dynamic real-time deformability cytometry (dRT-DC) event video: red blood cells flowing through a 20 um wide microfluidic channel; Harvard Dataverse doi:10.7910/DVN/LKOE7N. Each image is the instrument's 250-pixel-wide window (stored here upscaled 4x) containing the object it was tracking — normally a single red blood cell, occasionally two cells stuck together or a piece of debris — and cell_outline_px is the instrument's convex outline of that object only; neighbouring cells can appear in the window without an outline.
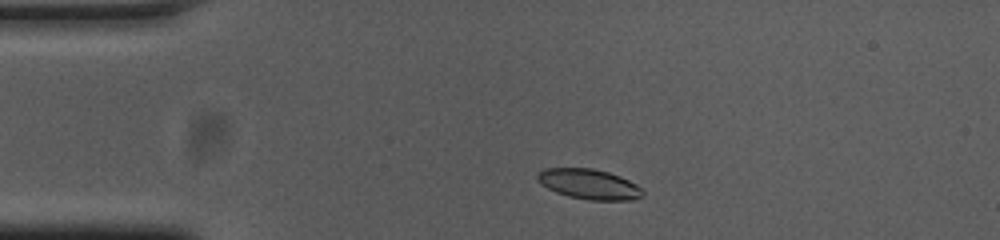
{"species": "common noctule bat (a hibernating species)", "species_latin": "Nyctalus noctula", "temperature_condition": "cold", "stored_images_in_passage": 47, "camera_frame_rate_fps": 3000, "um_per_image_px": 0.085, "animal": {"sex": "female", "body_mass_g": 23.0, "forearm_length_mm": 53.4}, "frame": {"image": 1, "passage_image": 4, "time_ms": 1.0, "image_size_px": [1000, 240], "cell_outline_px": [[644, 196], [632, 200], [588, 200], [568, 196], [556, 192], [540, 184], [536, 180], [536, 176], [544, 168], [592, 168], [608, 172], [620, 176], [636, 184], [644, 192]], "centroid_in_image_um": [50.06, 15.65], "position_along_channel_um": 34.9, "area_um2": 18.55}}
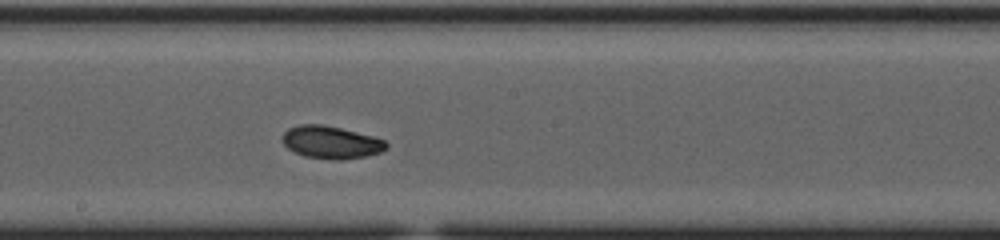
{"frame": {"image": 2, "passage_image": 22, "time_ms": 7.0, "image_size_px": [1000, 240], "cell_outline_px": [[388, 148], [380, 152], [364, 156], [340, 160], [332, 160], [304, 156], [292, 152], [280, 140], [284, 132], [288, 128], [300, 124], [320, 124], [340, 128], [372, 136], [384, 140], [388, 144]], "centroid_in_image_um": [28.09, 12.1], "position_along_channel_um": 220.1, "area_um2": 19.77}}
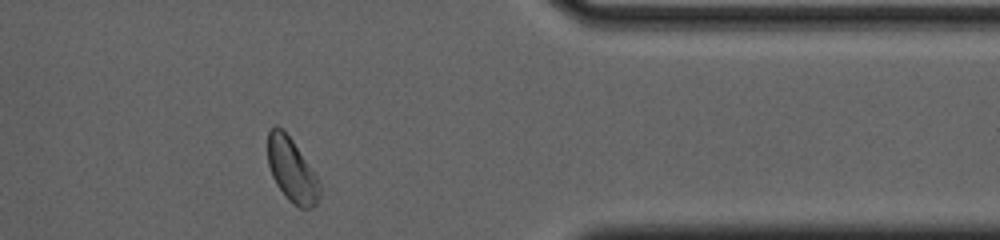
{"frame": {"image": 3, "passage_image": 37, "time_ms": 12.0, "image_size_px": [1000, 240], "cell_outline_px": [[320, 196], [316, 204], [312, 208], [300, 208], [288, 200], [284, 196], [276, 184], [272, 176], [268, 164], [268, 132], [276, 124], [284, 128], [316, 176], [320, 184]], "centroid_in_image_um": [24.78, 14.46], "position_along_channel_um": 386.6, "area_um2": 19.25}, "authors_computed_cell_mechanics": {"area_um2": 19.3052, "velocity_mm_per_s": 3.7224, "shape_relaxation_time_tau1_ms": 4.0644, "shape_relaxation_time_tau2_ms": 10.4786, "deformation_change_tau1": 0.109, "deformation_change_tau2": 0.1455}}